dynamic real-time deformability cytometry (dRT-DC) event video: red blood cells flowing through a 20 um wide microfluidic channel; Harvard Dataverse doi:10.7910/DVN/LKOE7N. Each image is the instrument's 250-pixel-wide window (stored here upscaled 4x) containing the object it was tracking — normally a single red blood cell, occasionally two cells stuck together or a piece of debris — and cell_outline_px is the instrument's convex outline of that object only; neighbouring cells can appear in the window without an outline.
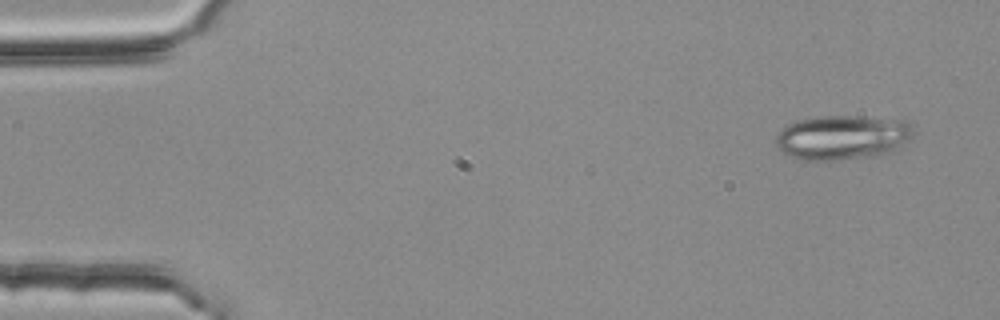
{"species": "common noctule bat (a hibernating species)", "species_latin": "Nyctalus noctula", "temperature_condition": "room temperature", "stored_images_in_passage": 3, "camera_frame_rate_fps": 3000, "um_per_image_px": 0.085, "animal": {"sex": "female", "body_mass_g": 25.1}, "frame": {"image": 1, "passage_image": 1, "time_ms": 0.0, "image_size_px": [1000, 320], "cell_outline_px": [[916, 132], [904, 148], [900, 152], [876, 156], [840, 160], [804, 160], [780, 152], [776, 148], [776, 136], [792, 120], [816, 116], [856, 116], [904, 120]], "centroid_in_image_um": [71.67, 11.69], "position_along_channel_um": 13.3, "area_um2": 36.65}}